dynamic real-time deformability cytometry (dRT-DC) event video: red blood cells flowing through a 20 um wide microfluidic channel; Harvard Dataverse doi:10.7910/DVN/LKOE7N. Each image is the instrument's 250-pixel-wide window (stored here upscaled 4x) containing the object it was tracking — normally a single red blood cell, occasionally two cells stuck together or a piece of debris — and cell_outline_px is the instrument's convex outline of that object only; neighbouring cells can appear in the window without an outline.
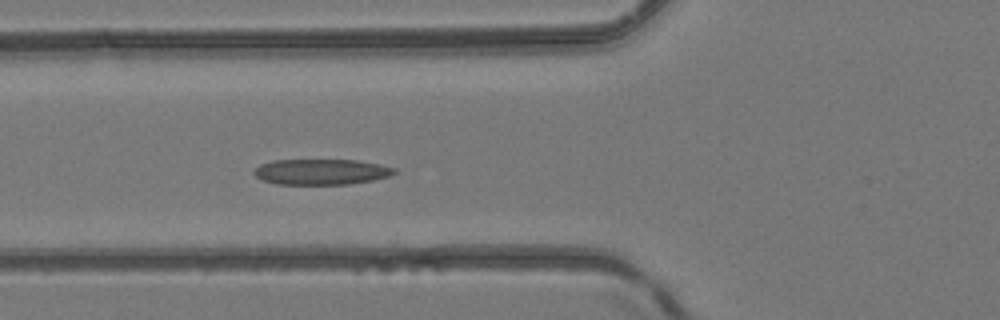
{"species": "common noctule bat (a hibernating species)", "species_latin": "Nyctalus noctula", "temperature_condition": "room temperature", "stored_images_in_passage": 4, "camera_frame_rate_fps": 3000, "um_per_image_px": 0.085, "animal": {"sex": "female", "body_mass_g": 24.6, "forearm_length_mm": 56.2}, "frame": {"image": 1, "passage_image": 4, "time_ms": 3.333, "image_size_px": [1000, 320], "cell_outline_px": [[396, 172], [388, 176], [372, 180], [348, 184], [276, 184], [264, 180], [256, 176], [252, 172], [260, 164], [272, 160], [356, 160], [380, 164], [396, 168]], "centroid_in_image_um": [27.3, 14.6], "position_along_channel_um": 98.5, "area_um2": 20.87}}